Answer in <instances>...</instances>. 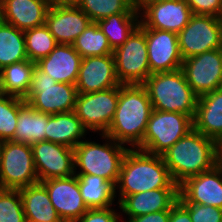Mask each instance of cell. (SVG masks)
<instances>
[{"mask_svg":"<svg viewBox=\"0 0 222 222\" xmlns=\"http://www.w3.org/2000/svg\"><path fill=\"white\" fill-rule=\"evenodd\" d=\"M152 111L150 98L142 84L120 85L115 115L105 135L136 149L143 141Z\"/></svg>","mask_w":222,"mask_h":222,"instance_id":"cell-1","label":"cell"},{"mask_svg":"<svg viewBox=\"0 0 222 222\" xmlns=\"http://www.w3.org/2000/svg\"><path fill=\"white\" fill-rule=\"evenodd\" d=\"M160 188H179L163 157L129 148L122 160L116 183V190L119 189L116 191L117 204L128 195Z\"/></svg>","mask_w":222,"mask_h":222,"instance_id":"cell-2","label":"cell"},{"mask_svg":"<svg viewBox=\"0 0 222 222\" xmlns=\"http://www.w3.org/2000/svg\"><path fill=\"white\" fill-rule=\"evenodd\" d=\"M162 157L178 186L189 177L211 170L221 161L218 143L194 128L176 141Z\"/></svg>","mask_w":222,"mask_h":222,"instance_id":"cell-3","label":"cell"},{"mask_svg":"<svg viewBox=\"0 0 222 222\" xmlns=\"http://www.w3.org/2000/svg\"><path fill=\"white\" fill-rule=\"evenodd\" d=\"M142 85L153 110L183 113L194 118L198 96L187 83L182 69L150 74Z\"/></svg>","mask_w":222,"mask_h":222,"instance_id":"cell-4","label":"cell"},{"mask_svg":"<svg viewBox=\"0 0 222 222\" xmlns=\"http://www.w3.org/2000/svg\"><path fill=\"white\" fill-rule=\"evenodd\" d=\"M100 135L106 141L102 145L85 139L73 149L75 174L96 175L116 185L122 160L129 148L105 134Z\"/></svg>","mask_w":222,"mask_h":222,"instance_id":"cell-5","label":"cell"},{"mask_svg":"<svg viewBox=\"0 0 222 222\" xmlns=\"http://www.w3.org/2000/svg\"><path fill=\"white\" fill-rule=\"evenodd\" d=\"M77 95L74 84L56 82L35 65L24 101L34 110L53 115L74 111Z\"/></svg>","mask_w":222,"mask_h":222,"instance_id":"cell-6","label":"cell"},{"mask_svg":"<svg viewBox=\"0 0 222 222\" xmlns=\"http://www.w3.org/2000/svg\"><path fill=\"white\" fill-rule=\"evenodd\" d=\"M193 129V119L183 113L153 110L142 143L136 148L162 156Z\"/></svg>","mask_w":222,"mask_h":222,"instance_id":"cell-7","label":"cell"},{"mask_svg":"<svg viewBox=\"0 0 222 222\" xmlns=\"http://www.w3.org/2000/svg\"><path fill=\"white\" fill-rule=\"evenodd\" d=\"M116 75L121 85L143 84L150 73L144 27L139 25L113 51Z\"/></svg>","mask_w":222,"mask_h":222,"instance_id":"cell-8","label":"cell"},{"mask_svg":"<svg viewBox=\"0 0 222 222\" xmlns=\"http://www.w3.org/2000/svg\"><path fill=\"white\" fill-rule=\"evenodd\" d=\"M39 182L31 145L3 141L0 152V188L19 190Z\"/></svg>","mask_w":222,"mask_h":222,"instance_id":"cell-9","label":"cell"},{"mask_svg":"<svg viewBox=\"0 0 222 222\" xmlns=\"http://www.w3.org/2000/svg\"><path fill=\"white\" fill-rule=\"evenodd\" d=\"M177 36L183 60L222 48V18L193 14Z\"/></svg>","mask_w":222,"mask_h":222,"instance_id":"cell-10","label":"cell"},{"mask_svg":"<svg viewBox=\"0 0 222 222\" xmlns=\"http://www.w3.org/2000/svg\"><path fill=\"white\" fill-rule=\"evenodd\" d=\"M119 99V86L103 91L78 93L74 113L84 127L105 134L111 125Z\"/></svg>","mask_w":222,"mask_h":222,"instance_id":"cell-11","label":"cell"},{"mask_svg":"<svg viewBox=\"0 0 222 222\" xmlns=\"http://www.w3.org/2000/svg\"><path fill=\"white\" fill-rule=\"evenodd\" d=\"M181 69L198 97L222 88V48L184 59Z\"/></svg>","mask_w":222,"mask_h":222,"instance_id":"cell-12","label":"cell"},{"mask_svg":"<svg viewBox=\"0 0 222 222\" xmlns=\"http://www.w3.org/2000/svg\"><path fill=\"white\" fill-rule=\"evenodd\" d=\"M31 148L39 182L75 175L73 148L46 140L32 144Z\"/></svg>","mask_w":222,"mask_h":222,"instance_id":"cell-13","label":"cell"},{"mask_svg":"<svg viewBox=\"0 0 222 222\" xmlns=\"http://www.w3.org/2000/svg\"><path fill=\"white\" fill-rule=\"evenodd\" d=\"M178 201L222 209V160L211 170L189 177L181 183Z\"/></svg>","mask_w":222,"mask_h":222,"instance_id":"cell-14","label":"cell"},{"mask_svg":"<svg viewBox=\"0 0 222 222\" xmlns=\"http://www.w3.org/2000/svg\"><path fill=\"white\" fill-rule=\"evenodd\" d=\"M150 73L172 72L182 68L183 58L177 33L144 28Z\"/></svg>","mask_w":222,"mask_h":222,"instance_id":"cell-15","label":"cell"},{"mask_svg":"<svg viewBox=\"0 0 222 222\" xmlns=\"http://www.w3.org/2000/svg\"><path fill=\"white\" fill-rule=\"evenodd\" d=\"M140 13V24L144 28L177 34L189 23L193 15L186 0L154 2L148 4Z\"/></svg>","mask_w":222,"mask_h":222,"instance_id":"cell-16","label":"cell"},{"mask_svg":"<svg viewBox=\"0 0 222 222\" xmlns=\"http://www.w3.org/2000/svg\"><path fill=\"white\" fill-rule=\"evenodd\" d=\"M63 222H76L87 210L78 186V177L52 178L41 182Z\"/></svg>","mask_w":222,"mask_h":222,"instance_id":"cell-17","label":"cell"},{"mask_svg":"<svg viewBox=\"0 0 222 222\" xmlns=\"http://www.w3.org/2000/svg\"><path fill=\"white\" fill-rule=\"evenodd\" d=\"M113 54L82 58L75 83L78 93H91L120 86Z\"/></svg>","mask_w":222,"mask_h":222,"instance_id":"cell-18","label":"cell"},{"mask_svg":"<svg viewBox=\"0 0 222 222\" xmlns=\"http://www.w3.org/2000/svg\"><path fill=\"white\" fill-rule=\"evenodd\" d=\"M91 19L77 5H51L45 25L58 44H73Z\"/></svg>","mask_w":222,"mask_h":222,"instance_id":"cell-19","label":"cell"},{"mask_svg":"<svg viewBox=\"0 0 222 222\" xmlns=\"http://www.w3.org/2000/svg\"><path fill=\"white\" fill-rule=\"evenodd\" d=\"M49 0H0V19L26 31L45 24Z\"/></svg>","mask_w":222,"mask_h":222,"instance_id":"cell-20","label":"cell"},{"mask_svg":"<svg viewBox=\"0 0 222 222\" xmlns=\"http://www.w3.org/2000/svg\"><path fill=\"white\" fill-rule=\"evenodd\" d=\"M82 57L71 44H58L48 56L39 59L36 66L60 83L77 81Z\"/></svg>","mask_w":222,"mask_h":222,"instance_id":"cell-21","label":"cell"},{"mask_svg":"<svg viewBox=\"0 0 222 222\" xmlns=\"http://www.w3.org/2000/svg\"><path fill=\"white\" fill-rule=\"evenodd\" d=\"M178 196L179 188H160L128 195L119 203V213L123 212L128 218H133L169 210L178 201Z\"/></svg>","mask_w":222,"mask_h":222,"instance_id":"cell-22","label":"cell"},{"mask_svg":"<svg viewBox=\"0 0 222 222\" xmlns=\"http://www.w3.org/2000/svg\"><path fill=\"white\" fill-rule=\"evenodd\" d=\"M193 128L217 143L222 140V88L198 97Z\"/></svg>","mask_w":222,"mask_h":222,"instance_id":"cell-23","label":"cell"},{"mask_svg":"<svg viewBox=\"0 0 222 222\" xmlns=\"http://www.w3.org/2000/svg\"><path fill=\"white\" fill-rule=\"evenodd\" d=\"M87 131L74 111L53 114L49 116L45 140L74 149Z\"/></svg>","mask_w":222,"mask_h":222,"instance_id":"cell-24","label":"cell"},{"mask_svg":"<svg viewBox=\"0 0 222 222\" xmlns=\"http://www.w3.org/2000/svg\"><path fill=\"white\" fill-rule=\"evenodd\" d=\"M26 222H63L53 207L46 187L37 182L19 189Z\"/></svg>","mask_w":222,"mask_h":222,"instance_id":"cell-25","label":"cell"},{"mask_svg":"<svg viewBox=\"0 0 222 222\" xmlns=\"http://www.w3.org/2000/svg\"><path fill=\"white\" fill-rule=\"evenodd\" d=\"M50 114L34 110L27 102L19 109L13 142L32 145L45 141Z\"/></svg>","mask_w":222,"mask_h":222,"instance_id":"cell-26","label":"cell"},{"mask_svg":"<svg viewBox=\"0 0 222 222\" xmlns=\"http://www.w3.org/2000/svg\"><path fill=\"white\" fill-rule=\"evenodd\" d=\"M83 201L88 209L111 207L116 197V185L106 179L88 174H75Z\"/></svg>","mask_w":222,"mask_h":222,"instance_id":"cell-27","label":"cell"},{"mask_svg":"<svg viewBox=\"0 0 222 222\" xmlns=\"http://www.w3.org/2000/svg\"><path fill=\"white\" fill-rule=\"evenodd\" d=\"M35 65L27 59L3 67L0 70V92L24 99L29 92Z\"/></svg>","mask_w":222,"mask_h":222,"instance_id":"cell-28","label":"cell"},{"mask_svg":"<svg viewBox=\"0 0 222 222\" xmlns=\"http://www.w3.org/2000/svg\"><path fill=\"white\" fill-rule=\"evenodd\" d=\"M27 59L24 31L0 19V70Z\"/></svg>","mask_w":222,"mask_h":222,"instance_id":"cell-29","label":"cell"},{"mask_svg":"<svg viewBox=\"0 0 222 222\" xmlns=\"http://www.w3.org/2000/svg\"><path fill=\"white\" fill-rule=\"evenodd\" d=\"M140 13H118L97 21L113 50L121 46L139 25Z\"/></svg>","mask_w":222,"mask_h":222,"instance_id":"cell-30","label":"cell"},{"mask_svg":"<svg viewBox=\"0 0 222 222\" xmlns=\"http://www.w3.org/2000/svg\"><path fill=\"white\" fill-rule=\"evenodd\" d=\"M72 45L82 58L109 55L114 51L97 22H91Z\"/></svg>","mask_w":222,"mask_h":222,"instance_id":"cell-31","label":"cell"},{"mask_svg":"<svg viewBox=\"0 0 222 222\" xmlns=\"http://www.w3.org/2000/svg\"><path fill=\"white\" fill-rule=\"evenodd\" d=\"M77 6L92 22L118 13H140L135 0H80Z\"/></svg>","mask_w":222,"mask_h":222,"instance_id":"cell-32","label":"cell"},{"mask_svg":"<svg viewBox=\"0 0 222 222\" xmlns=\"http://www.w3.org/2000/svg\"><path fill=\"white\" fill-rule=\"evenodd\" d=\"M26 54L30 61L46 57L58 45L47 26L41 25L24 31Z\"/></svg>","mask_w":222,"mask_h":222,"instance_id":"cell-33","label":"cell"},{"mask_svg":"<svg viewBox=\"0 0 222 222\" xmlns=\"http://www.w3.org/2000/svg\"><path fill=\"white\" fill-rule=\"evenodd\" d=\"M26 102L22 98L0 92V141L14 138L19 109Z\"/></svg>","mask_w":222,"mask_h":222,"instance_id":"cell-34","label":"cell"},{"mask_svg":"<svg viewBox=\"0 0 222 222\" xmlns=\"http://www.w3.org/2000/svg\"><path fill=\"white\" fill-rule=\"evenodd\" d=\"M0 222H26L19 190L0 188Z\"/></svg>","mask_w":222,"mask_h":222,"instance_id":"cell-35","label":"cell"},{"mask_svg":"<svg viewBox=\"0 0 222 222\" xmlns=\"http://www.w3.org/2000/svg\"><path fill=\"white\" fill-rule=\"evenodd\" d=\"M189 212L192 222H222V209L210 205L181 203Z\"/></svg>","mask_w":222,"mask_h":222,"instance_id":"cell-36","label":"cell"},{"mask_svg":"<svg viewBox=\"0 0 222 222\" xmlns=\"http://www.w3.org/2000/svg\"><path fill=\"white\" fill-rule=\"evenodd\" d=\"M192 14L222 18V0H186Z\"/></svg>","mask_w":222,"mask_h":222,"instance_id":"cell-37","label":"cell"},{"mask_svg":"<svg viewBox=\"0 0 222 222\" xmlns=\"http://www.w3.org/2000/svg\"><path fill=\"white\" fill-rule=\"evenodd\" d=\"M120 214L111 207L88 209L76 222H118Z\"/></svg>","mask_w":222,"mask_h":222,"instance_id":"cell-38","label":"cell"},{"mask_svg":"<svg viewBox=\"0 0 222 222\" xmlns=\"http://www.w3.org/2000/svg\"><path fill=\"white\" fill-rule=\"evenodd\" d=\"M170 209L128 218L127 222H169ZM126 222V221H125Z\"/></svg>","mask_w":222,"mask_h":222,"instance_id":"cell-39","label":"cell"},{"mask_svg":"<svg viewBox=\"0 0 222 222\" xmlns=\"http://www.w3.org/2000/svg\"><path fill=\"white\" fill-rule=\"evenodd\" d=\"M169 222H192L188 210L179 201L170 208Z\"/></svg>","mask_w":222,"mask_h":222,"instance_id":"cell-40","label":"cell"},{"mask_svg":"<svg viewBox=\"0 0 222 222\" xmlns=\"http://www.w3.org/2000/svg\"><path fill=\"white\" fill-rule=\"evenodd\" d=\"M162 1L166 0H135V7L139 12H141L148 4Z\"/></svg>","mask_w":222,"mask_h":222,"instance_id":"cell-41","label":"cell"},{"mask_svg":"<svg viewBox=\"0 0 222 222\" xmlns=\"http://www.w3.org/2000/svg\"><path fill=\"white\" fill-rule=\"evenodd\" d=\"M80 0H49L51 5H77Z\"/></svg>","mask_w":222,"mask_h":222,"instance_id":"cell-42","label":"cell"},{"mask_svg":"<svg viewBox=\"0 0 222 222\" xmlns=\"http://www.w3.org/2000/svg\"><path fill=\"white\" fill-rule=\"evenodd\" d=\"M218 151H219L220 158L222 160V140L218 143Z\"/></svg>","mask_w":222,"mask_h":222,"instance_id":"cell-43","label":"cell"},{"mask_svg":"<svg viewBox=\"0 0 222 222\" xmlns=\"http://www.w3.org/2000/svg\"><path fill=\"white\" fill-rule=\"evenodd\" d=\"M2 141H0V152H1Z\"/></svg>","mask_w":222,"mask_h":222,"instance_id":"cell-44","label":"cell"}]
</instances>
